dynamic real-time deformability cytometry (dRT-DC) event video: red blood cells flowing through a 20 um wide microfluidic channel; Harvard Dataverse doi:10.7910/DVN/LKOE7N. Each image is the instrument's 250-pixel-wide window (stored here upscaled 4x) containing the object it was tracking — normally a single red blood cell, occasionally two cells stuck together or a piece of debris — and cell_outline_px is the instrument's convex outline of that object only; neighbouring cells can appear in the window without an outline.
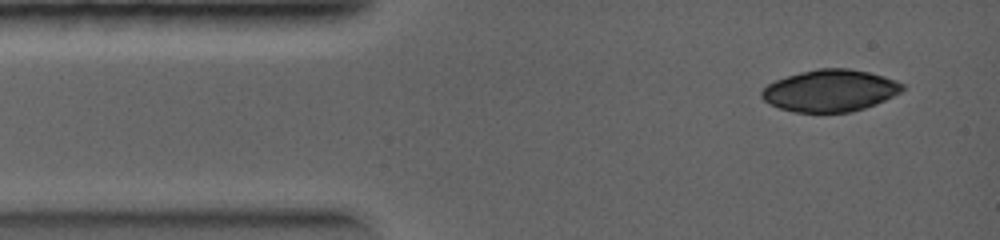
{"species": "common noctule bat (a hibernating species)", "species_latin": "Nyctalus noctula", "temperature_condition": "warm", "stored_images_in_passage": 7, "camera_frame_rate_fps": 5000, "um_per_image_px": 0.085, "animal": {"sex": "female", "body_mass_g": 19.0, "forearm_length_mm": 56.7}, "frame": {"image": 1, "passage_image": 1, "time_ms": 0.0, "image_size_px": [1000, 240], "cell_outline_px": [[904, 88], [900, 92], [876, 104], [852, 112], [796, 112], [780, 108], [768, 104], [760, 96], [760, 92], [768, 84], [776, 80], [800, 72], [816, 68], [848, 68], [868, 72], [884, 76], [896, 80], [904, 84]], "centroid_in_image_um": [70.55, 7.7], "position_along_channel_um": 14.4, "area_um2": 34.33}}